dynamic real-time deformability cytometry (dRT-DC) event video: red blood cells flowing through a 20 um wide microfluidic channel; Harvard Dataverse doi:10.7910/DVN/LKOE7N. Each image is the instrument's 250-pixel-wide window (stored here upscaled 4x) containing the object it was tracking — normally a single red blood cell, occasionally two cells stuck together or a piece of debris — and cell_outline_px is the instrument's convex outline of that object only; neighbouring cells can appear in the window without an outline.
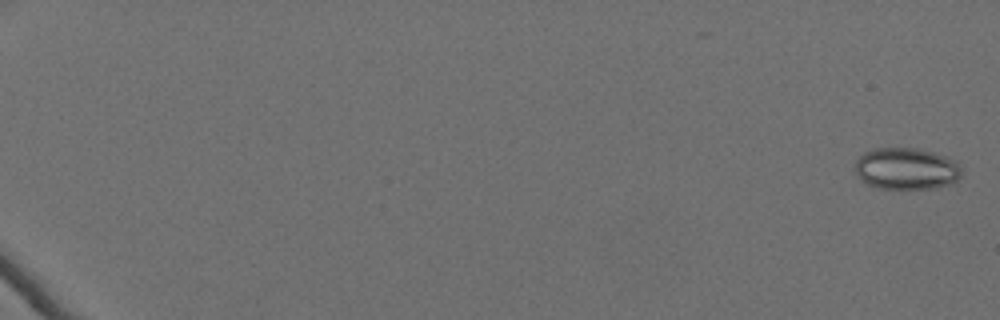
{"species": "Egyptian fruit bat (a non-hibernating species)", "species_latin": "Rousettus aegyptiacus", "temperature_condition": "cold", "stored_images_in_passage": 63, "camera_frame_rate_fps": 3000, "um_per_image_px": 0.085, "animal": {"sex": "female"}, "frame": {"image": 1, "passage_image": 2, "time_ms": 0.333, "image_size_px": [1000, 320], "cell_outline_px": [[960, 176], [952, 184], [936, 188], [880, 188], [868, 184], [860, 180], [856, 172], [856, 160], [864, 152], [872, 148], [916, 148], [936, 152], [948, 156], [956, 160], [960, 168]], "centroid_in_image_um": [77.06, 14.32], "position_along_channel_um": 7.9, "area_um2": 26.07}}
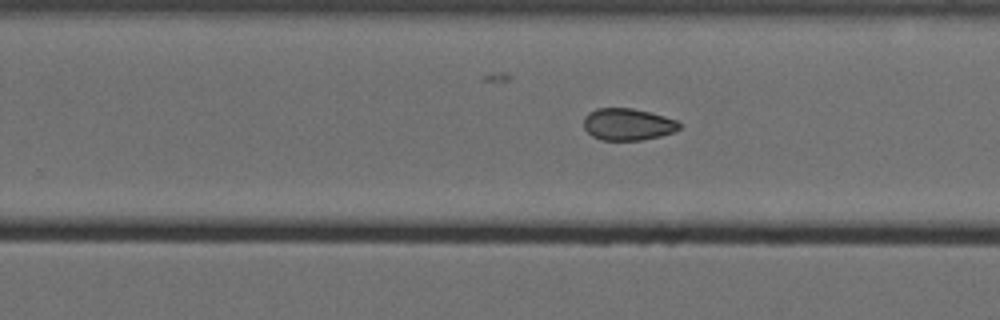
{"frame": {"image": 2, "passage_image": 44, "time_ms": 14.333, "image_size_px": [1000, 320], "cell_outline_px": [[680, 128], [672, 132], [660, 136], [640, 140], [600, 140], [592, 136], [584, 128], [584, 116], [588, 112], [596, 108], [632, 108], [664, 116], [676, 120], [680, 124]], "centroid_in_image_um": [53.32, 10.56], "position_along_channel_um": 276.5, "area_um2": 17.74}}
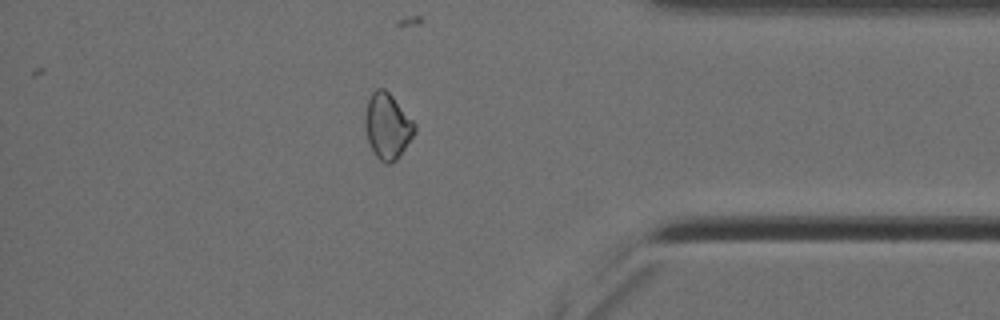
{"frame": {"image": 3, "passage_image": 56, "time_ms": 18.333, "image_size_px": [1000, 320], "cell_outline_px": [[416, 128], [412, 136], [400, 156], [396, 160], [388, 164], [384, 164], [376, 156], [368, 140], [364, 120], [364, 116], [368, 100], [372, 92], [376, 88], [384, 88], [392, 96], [416, 124]], "centroid_in_image_um": [32.92, 10.72], "position_along_channel_um": 402.3, "area_um2": 18.73}}